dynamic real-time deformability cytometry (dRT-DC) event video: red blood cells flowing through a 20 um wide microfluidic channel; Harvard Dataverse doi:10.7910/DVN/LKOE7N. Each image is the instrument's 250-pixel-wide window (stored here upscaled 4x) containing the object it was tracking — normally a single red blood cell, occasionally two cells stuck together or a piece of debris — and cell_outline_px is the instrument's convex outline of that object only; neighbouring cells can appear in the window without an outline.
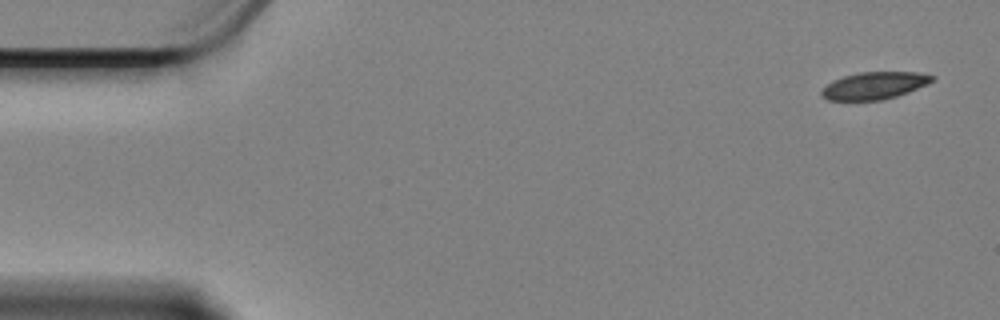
{"species": "Egyptian fruit bat (a non-hibernating species)", "species_latin": "Rousettus aegyptiacus", "temperature_condition": "cold", "stored_images_in_passage": 58, "camera_frame_rate_fps": 3000, "um_per_image_px": 0.085, "animal": {"sex": "female"}, "frame": {"image": 1, "passage_image": 1, "time_ms": 0.0, "image_size_px": [1000, 320], "cell_outline_px": [[936, 76], [928, 84], [908, 92], [884, 100], [828, 100], [820, 96], [820, 92], [832, 80], [844, 76], [860, 72], [916, 72]], "centroid_in_image_um": [74.31, 7.28], "position_along_channel_um": 10.7, "area_um2": 17.51}}
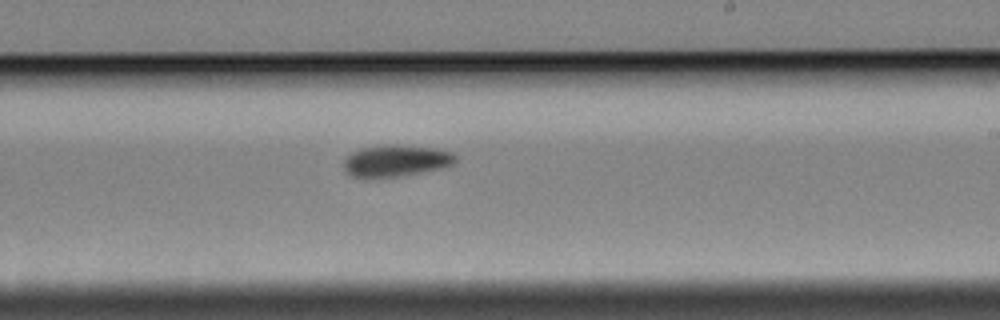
{"frame": {"image": 2, "passage_image": 33, "time_ms": 10.667, "image_size_px": [1000, 320], "cell_outline_px": [[456, 164], [440, 168], [396, 176], [352, 176], [344, 168], [344, 160], [352, 152], [360, 148], [388, 144], [396, 144], [436, 148], [452, 152], [456, 156]], "centroid_in_image_um": [33.7, 13.62], "position_along_channel_um": 255.3, "area_um2": 20.23}}
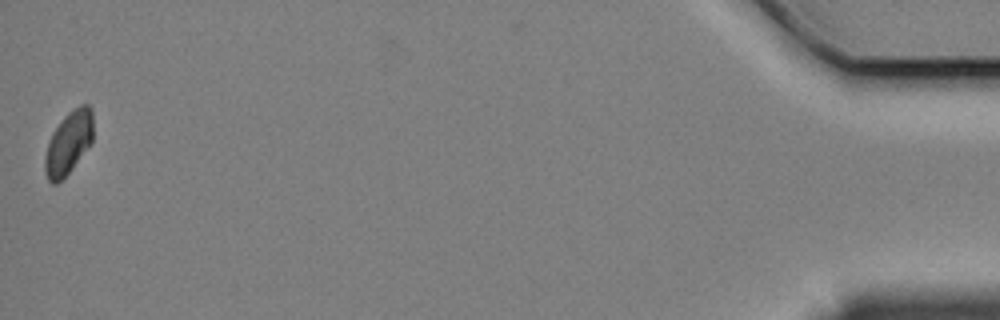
{"frame": {"image": 3, "passage_image": 57, "time_ms": 18.667, "image_size_px": [1000, 320], "cell_outline_px": [[92, 140], [72, 168], [56, 184], [52, 184], [48, 180], [44, 168], [44, 156], [52, 132], [64, 116], [72, 108], [80, 104], [88, 104], [92, 108]], "centroid_in_image_um": [5.81, 12.1], "position_along_channel_um": 429.4, "area_um2": 17.46}}